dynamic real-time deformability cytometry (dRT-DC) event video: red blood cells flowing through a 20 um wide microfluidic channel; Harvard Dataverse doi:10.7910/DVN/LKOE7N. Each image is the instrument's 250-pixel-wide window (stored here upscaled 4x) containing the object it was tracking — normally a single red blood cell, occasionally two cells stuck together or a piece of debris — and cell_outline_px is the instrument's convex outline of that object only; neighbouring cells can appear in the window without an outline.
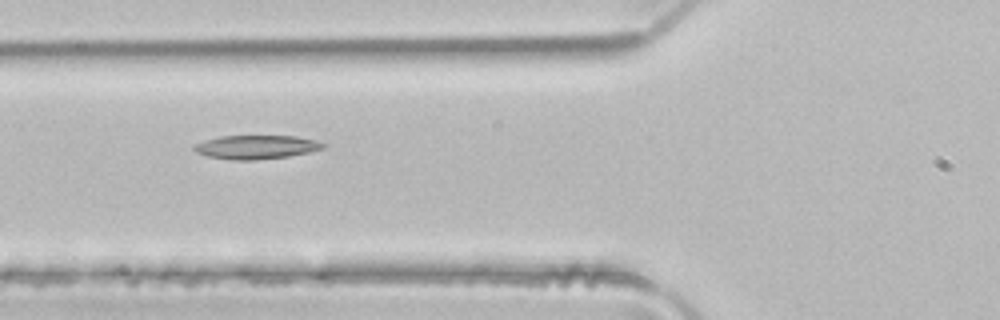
{"species": "common noctule bat (a hibernating species)", "species_latin": "Nyctalus noctula", "temperature_condition": "room temperature", "stored_images_in_passage": 6, "camera_frame_rate_fps": 3000, "um_per_image_px": 0.085, "animal": {"sex": "male", "body_mass_g": 21.5, "forearm_length_mm": 52.0}, "frame": {"image": 1, "passage_image": 5, "time_ms": 1.333, "image_size_px": [1000, 320], "cell_outline_px": [[328, 144], [324, 148], [308, 152], [288, 156], [256, 160], [232, 160], [208, 156], [196, 152], [192, 148], [196, 144], [204, 140], [220, 136], [296, 136], [316, 140]], "centroid_in_image_um": [21.79, 12.5], "position_along_channel_um": 104.0, "area_um2": 17.86}}
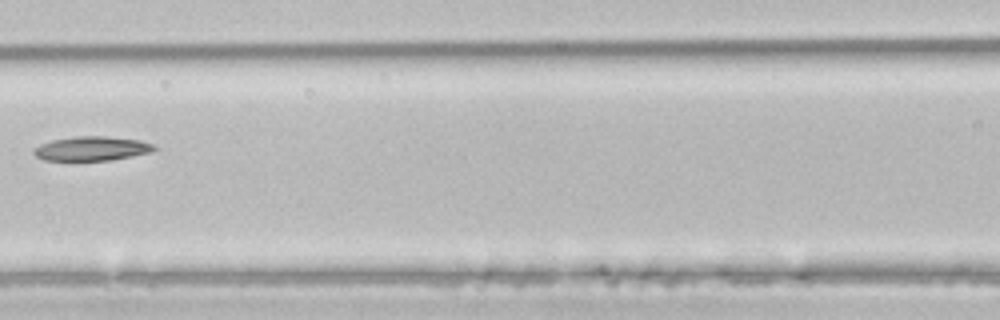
{"frame": {"image": 2, "passage_image": 6, "time_ms": 1.667, "image_size_px": [1000, 320], "cell_outline_px": [[156, 148], [152, 152], [112, 160], [44, 160], [36, 156], [32, 152], [32, 148], [40, 144], [52, 140], [76, 136], [108, 136], [140, 140], [152, 144]], "centroid_in_image_um": [7.78, 12.62], "position_along_channel_um": 158.8, "area_um2": 17.05}}